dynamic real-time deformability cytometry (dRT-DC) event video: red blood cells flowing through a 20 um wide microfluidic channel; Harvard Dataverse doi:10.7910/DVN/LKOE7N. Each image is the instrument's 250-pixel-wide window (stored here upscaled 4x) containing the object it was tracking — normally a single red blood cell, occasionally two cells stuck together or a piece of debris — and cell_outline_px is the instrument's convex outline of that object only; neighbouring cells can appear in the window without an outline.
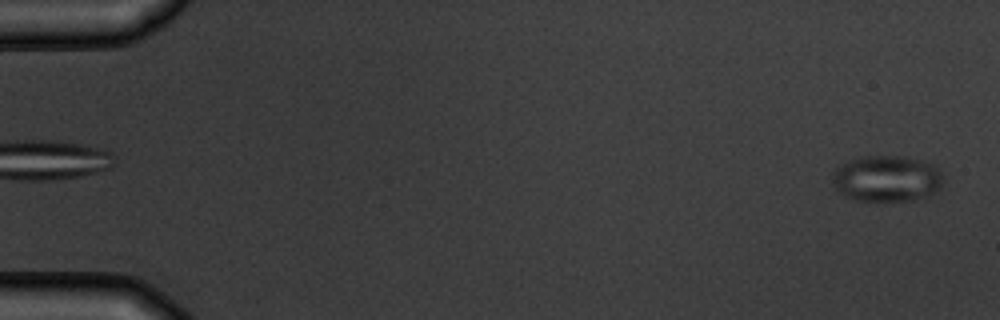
{"species": "common noctule bat (a hibernating species)", "species_latin": "Nyctalus noctula", "temperature_condition": "warm", "stored_images_in_passage": 6, "camera_frame_rate_fps": 3000, "um_per_image_px": 0.085, "animal": {"sex": "male", "body_mass_g": 19.5, "forearm_length_mm": 54.6}, "frame": {"image": 1, "passage_image": 6, "time_ms": 5.667, "image_size_px": [1000, 320], "cell_outline_px": [[944, 180], [940, 188], [916, 200], [884, 204], [852, 200], [844, 196], [836, 188], [832, 180], [832, 172], [840, 164], [864, 156], [900, 156], [924, 160], [936, 164], [944, 172]], "centroid_in_image_um": [75.41, 15.22], "position_along_channel_um": 9.6, "area_um2": 31.04}}